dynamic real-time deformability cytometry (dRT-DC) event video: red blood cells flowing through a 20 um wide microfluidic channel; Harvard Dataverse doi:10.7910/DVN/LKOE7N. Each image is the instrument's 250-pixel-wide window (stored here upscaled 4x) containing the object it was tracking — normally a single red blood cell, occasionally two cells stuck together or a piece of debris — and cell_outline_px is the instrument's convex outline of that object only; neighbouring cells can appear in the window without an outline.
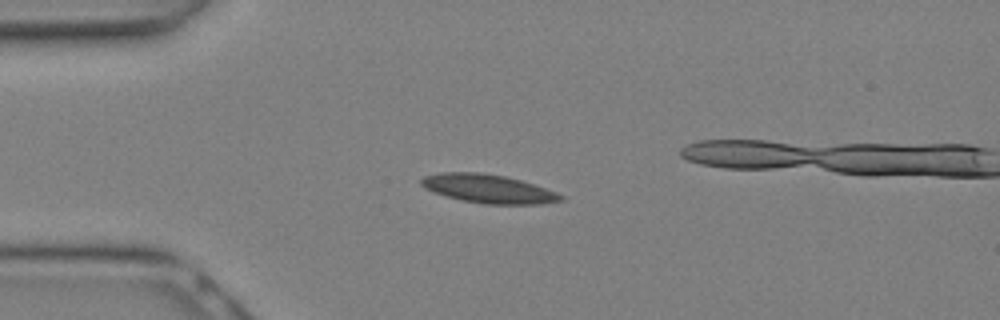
{"species": "Egyptian fruit bat (a non-hibernating species)", "species_latin": "Rousettus aegyptiacus", "temperature_condition": "warm", "stored_images_in_passage": 23, "camera_frame_rate_fps": 3000, "um_per_image_px": 0.085, "animal": {"sex": "female"}, "frame": {"image": 1, "passage_image": 1, "time_ms": 0.0, "image_size_px": [1000, 320], "cell_outline_px": [[564, 200], [544, 204], [484, 204], [464, 200], [432, 192], [424, 188], [420, 184], [420, 180], [424, 176], [440, 172], [480, 172], [504, 176], [520, 180], [556, 192], [564, 196]], "centroid_in_image_um": [41.49, 16.04], "position_along_channel_um": 43.5, "area_um2": 23.18}}
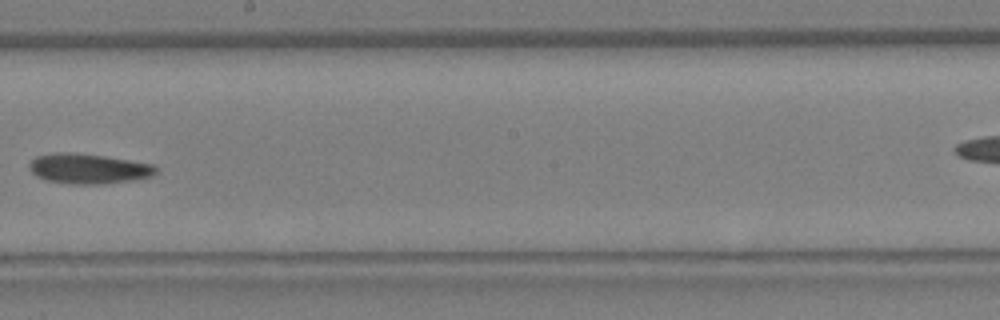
{"frame": {"image": 2, "passage_image": 10, "time_ms": 3.0, "image_size_px": [1000, 320], "cell_outline_px": [[160, 172], [152, 176], [132, 180], [104, 184], [72, 184], [44, 180], [36, 176], [28, 168], [28, 164], [36, 156], [52, 152], [76, 152], [104, 156], [156, 164]], "centroid_in_image_um": [7.53, 14.33], "position_along_channel_um": 240.7, "area_um2": 22.66}}
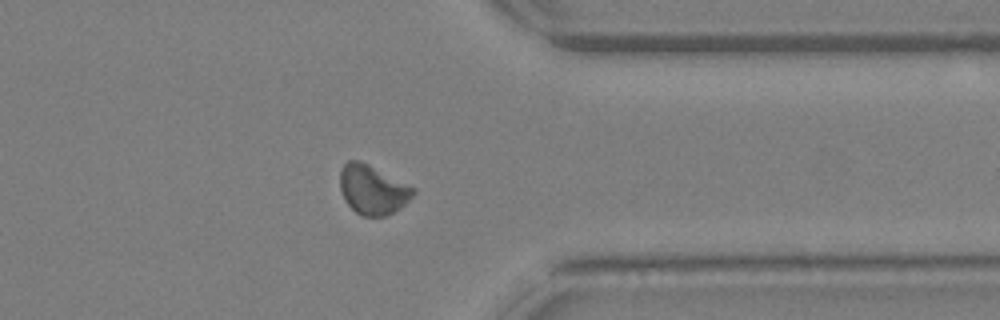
{"frame": {"image": 3, "passage_image": 16, "time_ms": 5.0, "image_size_px": [1000, 320], "cell_outline_px": [[416, 192], [400, 208], [384, 216], [360, 216], [344, 200], [340, 188], [340, 168], [348, 160], [360, 160], [416, 188]], "centroid_in_image_um": [31.65, 16.11], "position_along_channel_um": 379.7, "area_um2": 20.98}}